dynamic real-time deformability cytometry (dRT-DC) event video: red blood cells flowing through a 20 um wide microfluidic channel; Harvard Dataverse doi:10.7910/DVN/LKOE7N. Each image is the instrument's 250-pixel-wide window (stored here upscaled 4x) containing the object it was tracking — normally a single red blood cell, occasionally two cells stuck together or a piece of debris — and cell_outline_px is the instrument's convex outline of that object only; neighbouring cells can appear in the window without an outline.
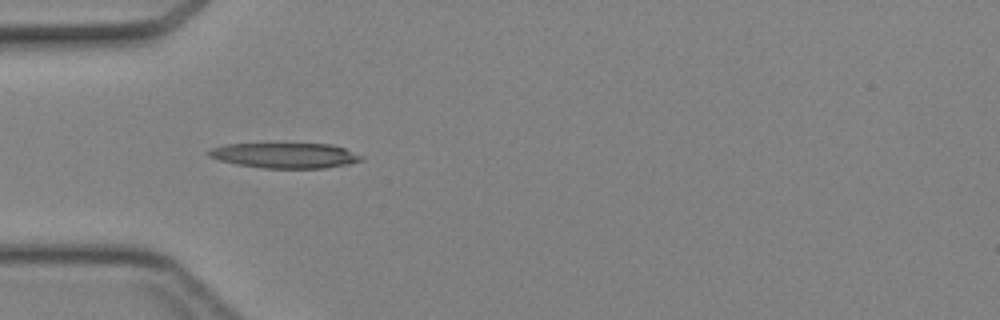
{"species": "Egyptian fruit bat (a non-hibernating species)", "species_latin": "Rousettus aegyptiacus", "temperature_condition": "cold", "stored_images_in_passage": 32, "camera_frame_rate_fps": 3000, "um_per_image_px": 0.085, "animal": {"sex": "female"}, "frame": {"image": 1, "passage_image": 1, "time_ms": 0.0, "image_size_px": [1000, 320], "cell_outline_px": [[364, 160], [348, 164], [324, 168], [264, 168], [236, 164], [220, 160], [208, 156], [204, 152], [212, 148], [224, 144], [332, 144], [344, 148], [364, 156]], "centroid_in_image_um": [24.23, 13.21], "position_along_channel_um": 60.8, "area_um2": 22.48}}
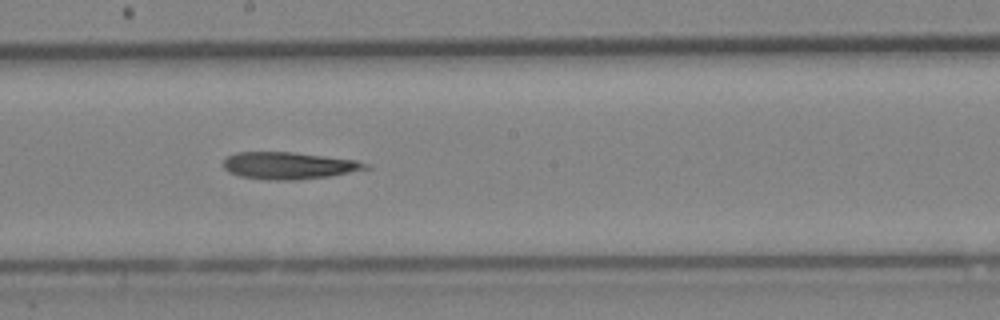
{"frame": {"image": 2, "passage_image": 12, "time_ms": 3.667, "image_size_px": [1000, 320], "cell_outline_px": [[372, 168], [328, 176], [296, 180], [264, 180], [240, 176], [228, 172], [224, 168], [224, 160], [228, 156], [236, 152], [292, 152], [356, 160], [368, 164]], "centroid_in_image_um": [24.53, 14.08], "position_along_channel_um": 223.7, "area_um2": 22.37}}
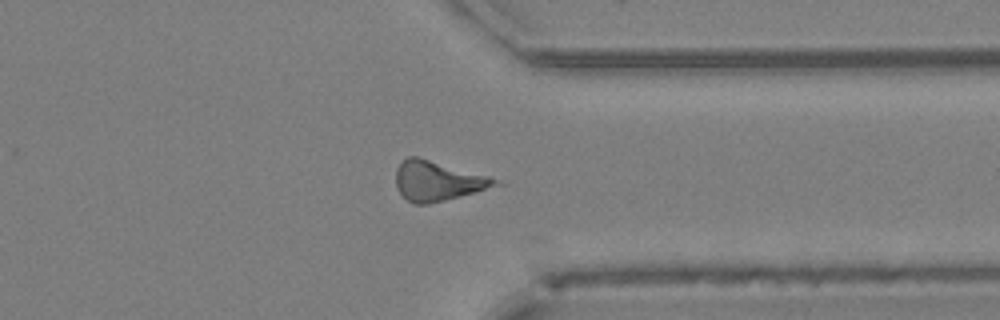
{"frame": {"image": 3, "passage_image": 22, "time_ms": 7.0, "image_size_px": [1000, 320], "cell_outline_px": [[504, 184], [460, 196], [428, 204], [416, 204], [408, 200], [400, 192], [396, 184], [396, 168], [408, 156], [416, 156], [492, 176], [504, 180]], "centroid_in_image_um": [37.28, 15.37], "position_along_channel_um": 374.1, "area_um2": 23.12}}